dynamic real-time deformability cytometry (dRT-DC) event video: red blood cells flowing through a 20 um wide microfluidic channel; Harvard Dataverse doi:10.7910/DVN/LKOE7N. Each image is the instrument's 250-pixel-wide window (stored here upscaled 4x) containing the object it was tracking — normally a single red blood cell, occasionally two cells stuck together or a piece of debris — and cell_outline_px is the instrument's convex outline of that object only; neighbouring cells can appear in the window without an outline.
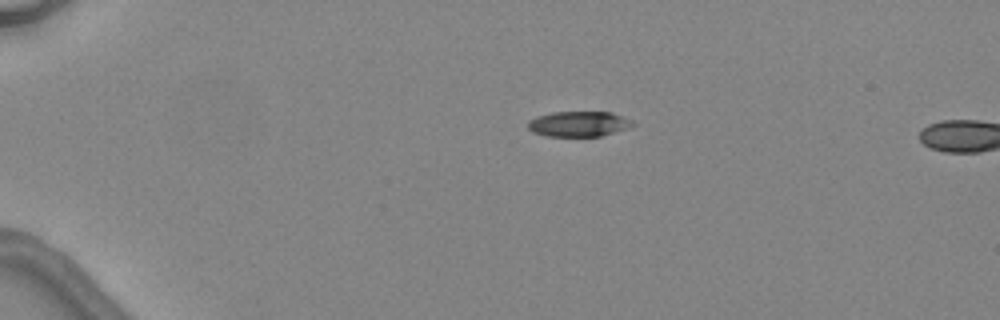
{"species": "common noctule bat (a hibernating species)", "species_latin": "Nyctalus noctula", "temperature_condition": "warm", "stored_images_in_passage": 2, "camera_frame_rate_fps": 3000, "um_per_image_px": 0.085, "animal": {"sex": "female", "body_mass_g": 24.6, "forearm_length_mm": 56.2}, "frame": {"image": 1, "passage_image": 1, "time_ms": 0.0, "image_size_px": [1000, 320], "cell_outline_px": [[636, 124], [628, 128], [600, 136], [548, 136], [532, 132], [528, 128], [528, 120], [536, 116], [552, 112], [612, 112], [632, 120]], "centroid_in_image_um": [49.18, 10.53], "position_along_channel_um": 35.8, "area_um2": 15.49}}